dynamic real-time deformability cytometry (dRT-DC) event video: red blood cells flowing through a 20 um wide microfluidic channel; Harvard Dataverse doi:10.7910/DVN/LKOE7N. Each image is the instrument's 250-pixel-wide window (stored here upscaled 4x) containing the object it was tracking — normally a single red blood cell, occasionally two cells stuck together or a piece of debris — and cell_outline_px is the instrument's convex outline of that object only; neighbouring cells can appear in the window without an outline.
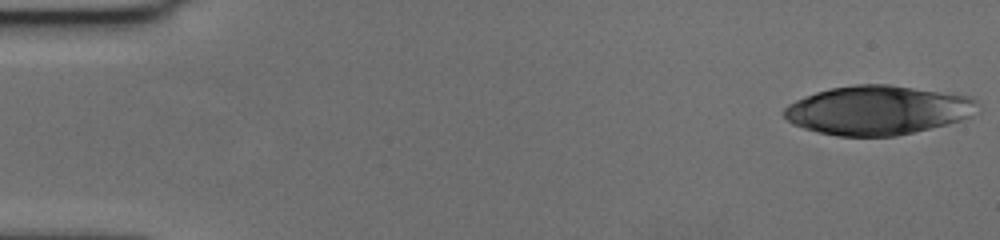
{"species": "human", "species_latin": "Homo sapiens", "temperature_condition": "cold", "stored_images_in_passage": 55, "camera_frame_rate_fps": 3000, "um_per_image_px": 0.085, "donor": {"sex": "female"}, "frame": {"image": 1, "passage_image": 1, "time_ms": 0.0, "image_size_px": [1000, 240], "cell_outline_px": [[976, 100], [972, 116], [948, 124], [896, 136], [836, 136], [804, 128], [792, 124], [784, 116], [784, 108], [788, 104], [796, 100], [816, 92], [832, 88], [856, 84], [888, 84], [956, 92], [972, 96]], "centroid_in_image_um": [74.64, 9.35], "position_along_channel_um": 10.4, "area_um2": 55.6}}
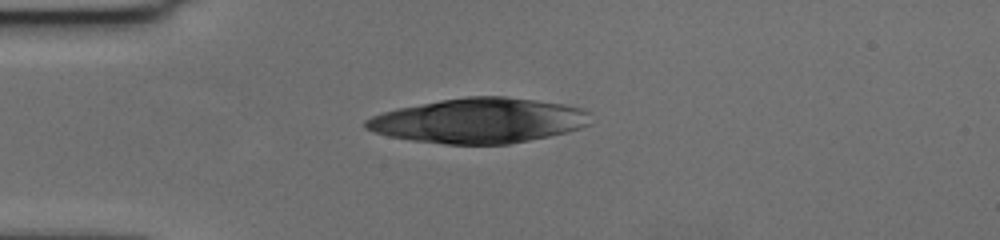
{"frame": {"image": 2, "passage_image": 14, "time_ms": 4.333, "image_size_px": [1000, 240], "cell_outline_px": [[592, 112], [588, 124], [580, 128], [548, 136], [508, 144], [444, 144], [412, 140], [388, 136], [364, 128], [364, 120], [372, 116], [396, 108], [440, 100], [468, 96], [504, 96], [536, 100], [564, 104], [580, 108]], "centroid_in_image_um": [40.69, 10.24], "position_along_channel_um": 44.3, "area_um2": 58.72}}